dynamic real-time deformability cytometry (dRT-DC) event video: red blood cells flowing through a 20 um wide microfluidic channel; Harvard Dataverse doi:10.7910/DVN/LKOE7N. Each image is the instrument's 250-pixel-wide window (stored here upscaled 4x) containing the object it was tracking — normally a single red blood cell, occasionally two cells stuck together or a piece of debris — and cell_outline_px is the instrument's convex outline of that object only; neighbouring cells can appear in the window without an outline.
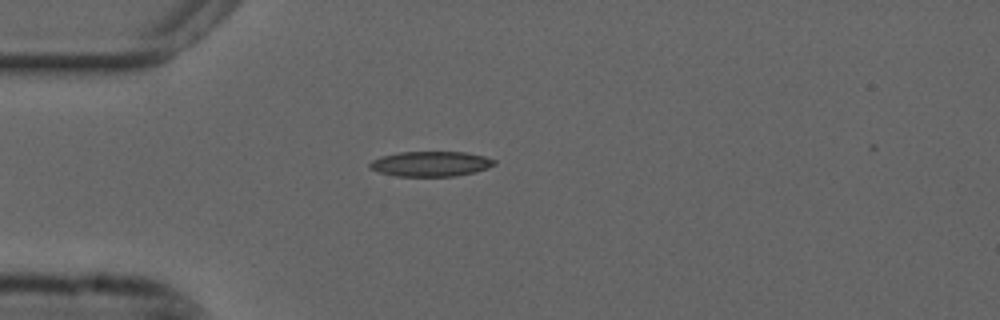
{"species": "common noctule bat (a hibernating species)", "species_latin": "Nyctalus noctula", "temperature_condition": "cold", "stored_images_in_passage": 37, "camera_frame_rate_fps": 3000, "um_per_image_px": 0.085, "animal": {"sex": "male", "forearm_length_mm": 52.5}, "frame": {"image": 1, "passage_image": 1, "time_ms": 0.0, "image_size_px": [1000, 320], "cell_outline_px": [[496, 164], [488, 168], [456, 176], [396, 176], [380, 172], [368, 168], [368, 164], [372, 160], [380, 156], [400, 152], [464, 152], [484, 156], [496, 160]], "centroid_in_image_um": [36.59, 13.92], "position_along_channel_um": 48.4, "area_um2": 18.21}}
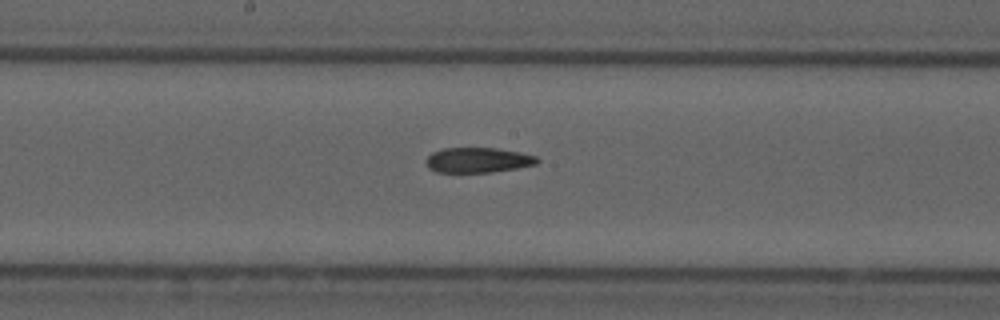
{"frame": {"image": 2, "passage_image": 15, "time_ms": 4.667, "image_size_px": [1000, 320], "cell_outline_px": [[540, 160], [536, 164], [516, 168], [492, 172], [436, 172], [428, 168], [428, 156], [432, 152], [444, 148], [496, 148], [520, 152], [536, 156]], "centroid_in_image_um": [40.64, 13.6], "position_along_channel_um": 207.6, "area_um2": 16.13}}
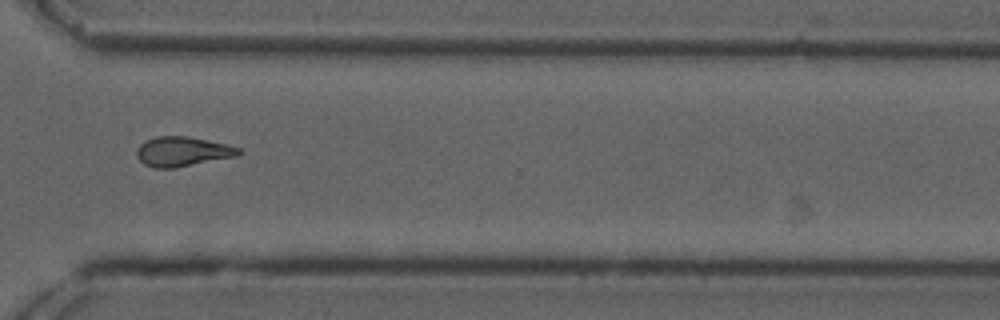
{"frame": {"image": 3, "passage_image": 27, "time_ms": 8.667, "image_size_px": [1000, 320], "cell_outline_px": [[244, 152], [236, 156], [176, 168], [152, 168], [144, 164], [136, 156], [136, 152], [140, 144], [144, 140], [156, 136], [188, 136], [228, 144], [240, 148]], "centroid_in_image_um": [15.51, 12.88], "position_along_channel_um": 355.1, "area_um2": 17.86}, "authors_computed_cell_mechanics": {"area_um2": 17.2244, "velocity_mm_per_s": 3.6831, "shape_relaxation_time_tau1_ms": null, "shape_relaxation_time_tau2_ms": 4.4282, "deformation_change_tau1": null, "deformation_change_tau2": 0.1234}}